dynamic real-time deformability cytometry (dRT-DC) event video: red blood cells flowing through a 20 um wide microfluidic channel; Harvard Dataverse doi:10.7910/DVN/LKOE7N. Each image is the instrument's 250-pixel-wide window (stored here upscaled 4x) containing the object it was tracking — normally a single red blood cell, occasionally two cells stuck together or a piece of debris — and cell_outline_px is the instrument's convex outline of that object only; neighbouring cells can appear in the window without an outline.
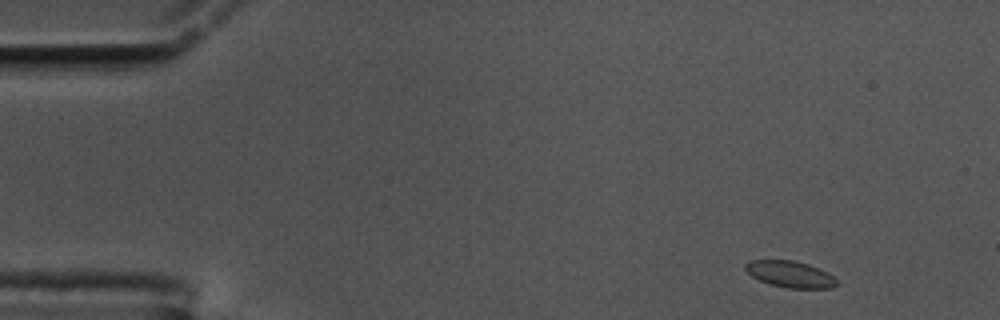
{"species": "common noctule bat (a hibernating species)", "species_latin": "Nyctalus noctula", "temperature_condition": "cold", "stored_images_in_passage": 14, "camera_frame_rate_fps": 3000, "um_per_image_px": 0.085, "animal": {"sex": "male", "body_mass_g": 17.5, "forearm_length_mm": 52.3}, "frame": {"image": 1, "passage_image": 2, "time_ms": 0.333, "image_size_px": [1000, 320], "cell_outline_px": [[840, 284], [832, 288], [788, 288], [768, 284], [752, 276], [744, 268], [744, 264], [748, 260], [792, 260], [808, 264], [828, 272]], "centroid_in_image_um": [67.16, 23.31], "position_along_channel_um": 17.8, "area_um2": 14.16}}
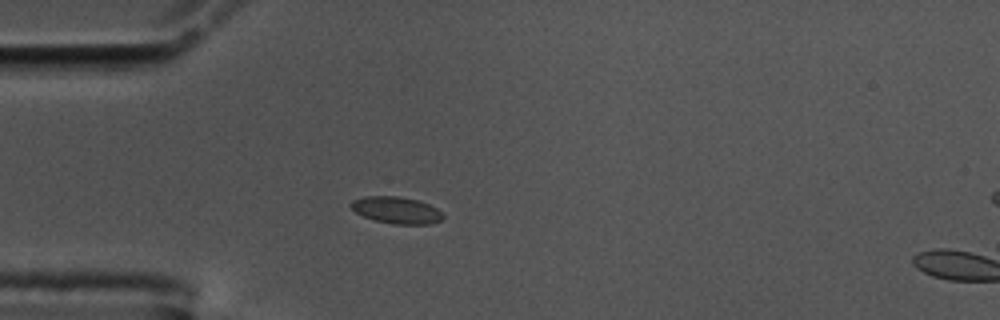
{"frame": {"image": 2, "passage_image": 12, "time_ms": 3.667, "image_size_px": [1000, 320], "cell_outline_px": [[444, 220], [432, 224], [392, 224], [376, 220], [364, 216], [356, 212], [348, 204], [352, 200], [364, 196], [400, 196], [416, 200], [428, 204], [436, 208], [444, 216]], "centroid_in_image_um": [33.7, 17.86], "position_along_channel_um": 51.3, "area_um2": 14.39}}